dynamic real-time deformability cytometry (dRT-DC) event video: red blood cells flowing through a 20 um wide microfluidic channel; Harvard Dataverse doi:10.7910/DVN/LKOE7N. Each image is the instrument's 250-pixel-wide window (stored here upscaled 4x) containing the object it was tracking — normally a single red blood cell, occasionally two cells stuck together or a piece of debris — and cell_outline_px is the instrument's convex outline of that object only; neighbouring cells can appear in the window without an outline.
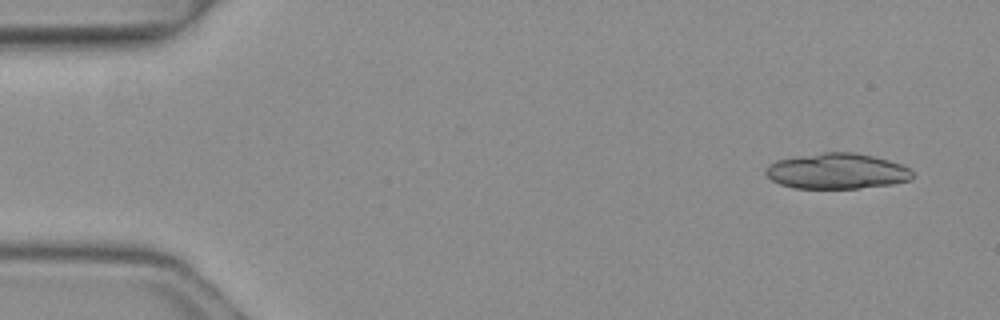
{"species": "common noctule bat (a hibernating species)", "species_latin": "Nyctalus noctula", "temperature_condition": "warm", "stored_images_in_passage": 4, "camera_frame_rate_fps": 3000, "um_per_image_px": 0.085, "animal": {"sex": "female", "body_mass_g": 19.3, "forearm_length_mm": 54.1}, "frame": {"image": 1, "passage_image": 1, "time_ms": 0.0, "image_size_px": [1000, 320], "cell_outline_px": [[912, 180], [892, 184], [860, 188], [792, 188], [780, 184], [772, 180], [764, 172], [764, 168], [768, 164], [776, 160], [824, 152], [856, 152], [888, 160], [900, 164], [908, 168], [912, 172]], "centroid_in_image_um": [71.11, 14.55], "position_along_channel_um": 13.9, "area_um2": 30.46}}